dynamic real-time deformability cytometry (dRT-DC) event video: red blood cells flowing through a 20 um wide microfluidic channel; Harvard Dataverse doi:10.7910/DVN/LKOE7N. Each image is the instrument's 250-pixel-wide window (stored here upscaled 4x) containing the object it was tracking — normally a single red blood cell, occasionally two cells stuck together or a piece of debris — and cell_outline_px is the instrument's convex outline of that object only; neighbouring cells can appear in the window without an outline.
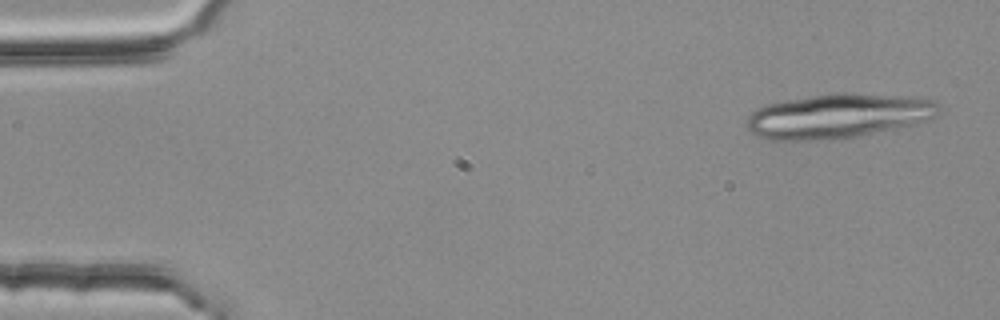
{"species": "common noctule bat (a hibernating species)", "species_latin": "Nyctalus noctula", "temperature_condition": "room temperature", "stored_images_in_passage": 5, "camera_frame_rate_fps": 3000, "um_per_image_px": 0.085, "animal": {"sex": "female", "body_mass_g": 25.1}, "frame": {"image": 1, "passage_image": 1, "time_ms": 0.0, "image_size_px": [1000, 320], "cell_outline_px": [[940, 112], [936, 116], [928, 120], [912, 124], [860, 136], [812, 140], [768, 140], [752, 132], [748, 128], [748, 116], [756, 108], [764, 104], [784, 100], [840, 92], [848, 92], [932, 100], [940, 104]], "centroid_in_image_um": [71.21, 9.86], "position_along_channel_um": 13.8, "area_um2": 49.25}}